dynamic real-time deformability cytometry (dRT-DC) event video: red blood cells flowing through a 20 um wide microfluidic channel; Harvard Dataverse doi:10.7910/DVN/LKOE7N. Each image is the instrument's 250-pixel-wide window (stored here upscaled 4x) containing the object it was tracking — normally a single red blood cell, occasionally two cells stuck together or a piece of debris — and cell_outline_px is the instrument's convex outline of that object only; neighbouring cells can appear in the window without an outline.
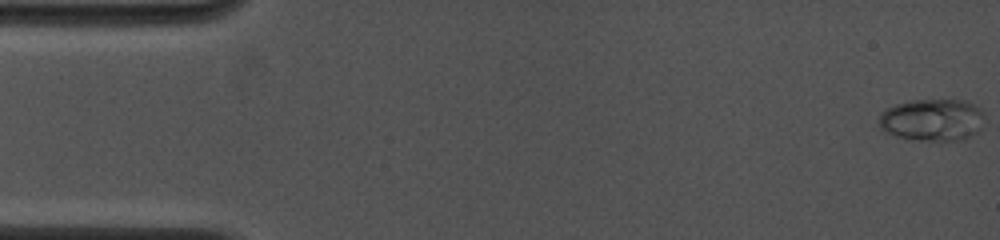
{"species": "common noctule bat (a hibernating species)", "species_latin": "Nyctalus noctula", "temperature_condition": "cold", "stored_images_in_passage": 58, "camera_frame_rate_fps": 4000, "um_per_image_px": 0.085, "animal": {"sex": "female", "body_mass_g": 19.0, "forearm_length_mm": 53.3}, "frame": {"image": 1, "passage_image": 1, "time_ms": 0.0, "image_size_px": [1000, 240], "cell_outline_px": [[984, 112], [980, 128], [976, 132], [964, 140], [920, 140], [896, 136], [880, 128], [880, 112], [884, 108], [896, 104], [912, 100], [964, 100], [980, 108]], "centroid_in_image_um": [79.24, 10.18], "position_along_channel_um": 5.8, "area_um2": 25.78}}
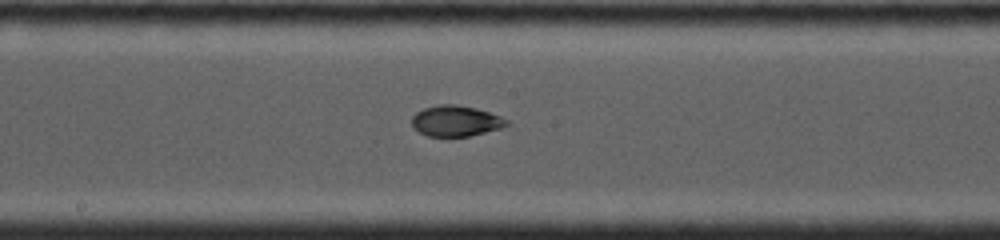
{"frame": {"image": 2, "passage_image": 32, "time_ms": 8.25, "image_size_px": [1000, 240], "cell_outline_px": [[512, 124], [500, 128], [468, 136], [428, 136], [412, 128], [412, 116], [416, 112], [424, 108], [440, 104], [456, 104], [476, 108], [500, 116], [508, 120]], "centroid_in_image_um": [38.73, 10.27], "position_along_channel_um": 209.5, "area_um2": 16.99}}
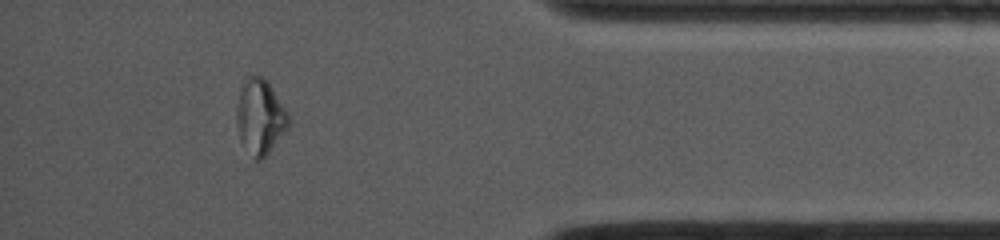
{"frame": {"image": 3, "passage_image": 49, "time_ms": 13.75, "image_size_px": [1000, 240], "cell_outline_px": [[288, 128], [268, 152], [260, 160], [256, 160], [240, 140], [236, 124], [236, 112], [240, 92], [244, 76], [260, 76], [272, 88], [288, 112]], "centroid_in_image_um": [22.09, 9.91], "position_along_channel_um": 413.1, "area_um2": 22.2}, "authors_computed_cell_mechanics": {"area_um2": 21.8773, "velocity_mm_per_s": 4.0756, "shape_relaxation_time_tau1_ms": null, "shape_relaxation_time_tau2_ms": 1.3325, "deformation_change_tau1": null, "deformation_change_tau2": 0.0469}}